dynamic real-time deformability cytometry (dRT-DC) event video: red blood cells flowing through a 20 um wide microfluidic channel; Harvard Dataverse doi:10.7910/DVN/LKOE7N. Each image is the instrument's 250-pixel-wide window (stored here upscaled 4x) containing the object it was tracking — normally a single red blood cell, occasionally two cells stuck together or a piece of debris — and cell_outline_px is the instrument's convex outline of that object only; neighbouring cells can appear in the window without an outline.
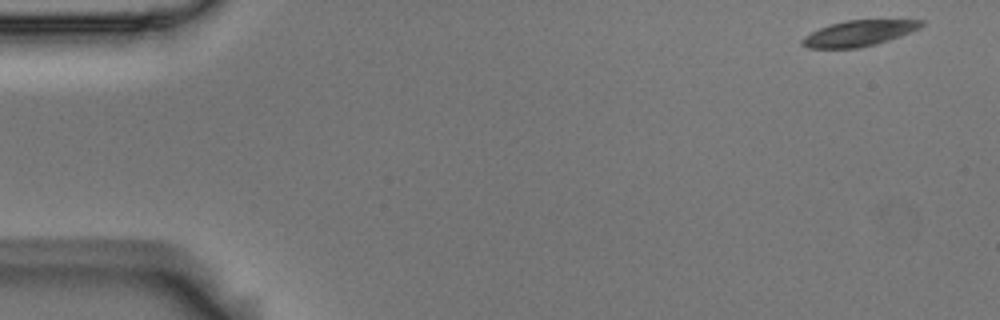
{"species": "Egyptian fruit bat (a non-hibernating species)", "species_latin": "Rousettus aegyptiacus", "temperature_condition": "room temperature", "stored_images_in_passage": 5, "segment_of_instrument_passage": [1, 2], "camera_frame_rate_fps": 3000, "um_per_image_px": 0.085, "animal": {"sex": "male"}, "frame": {"image": 1, "passage_image": 1, "time_ms": 0.0, "image_size_px": [1000, 320], "cell_outline_px": [[924, 24], [920, 28], [900, 36], [876, 44], [860, 48], [808, 48], [800, 44], [800, 40], [804, 36], [820, 28], [832, 24], [848, 20], [924, 20]], "centroid_in_image_um": [72.99, 2.84], "position_along_channel_um": 12.0, "area_um2": 17.74}}
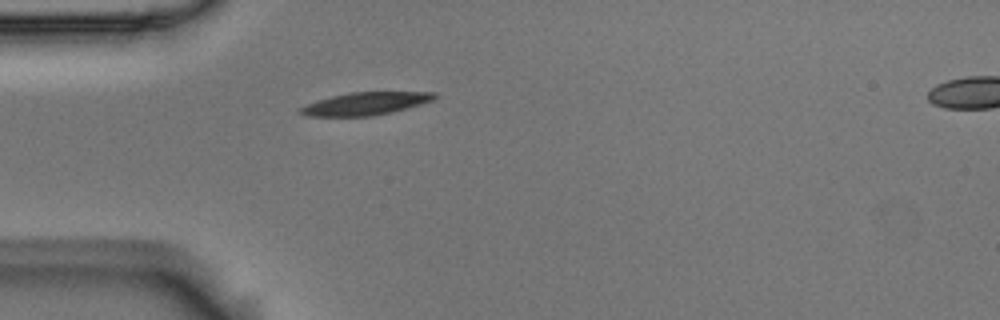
{"frame": {"image": 2, "passage_image": 4, "time_ms": 1.0, "image_size_px": [1000, 320], "cell_outline_px": [[440, 96], [432, 100], [420, 104], [372, 116], [308, 116], [300, 112], [300, 108], [308, 104], [332, 96], [348, 92], [436, 92]], "centroid_in_image_um": [31.1, 8.79], "position_along_channel_um": 53.9, "area_um2": 17.34}}